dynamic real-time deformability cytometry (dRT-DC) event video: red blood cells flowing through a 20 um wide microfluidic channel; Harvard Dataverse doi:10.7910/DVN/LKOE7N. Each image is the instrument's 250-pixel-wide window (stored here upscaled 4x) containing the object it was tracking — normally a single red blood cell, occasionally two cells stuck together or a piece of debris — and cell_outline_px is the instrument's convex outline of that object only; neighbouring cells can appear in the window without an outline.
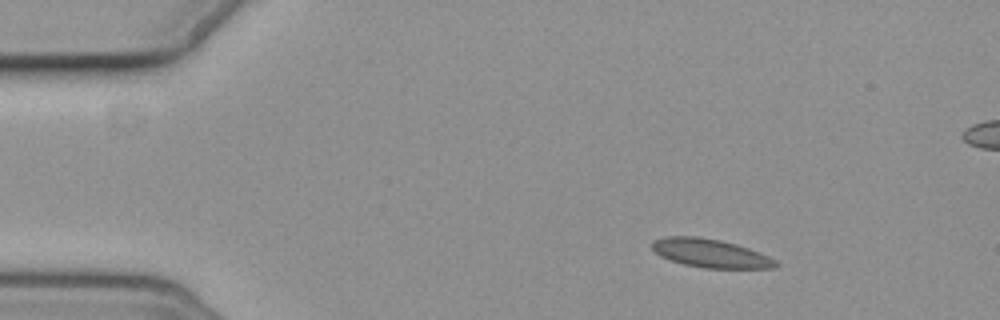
{"species": "common noctule bat (a hibernating species)", "species_latin": "Nyctalus noctula", "temperature_condition": "cold", "stored_images_in_passage": 4, "segment_of_instrument_passage": [1, 2], "camera_frame_rate_fps": 3000, "um_per_image_px": 0.085, "animal": {"sex": "female", "body_mass_g": 19.3, "forearm_length_mm": 54.1}, "frame": {"image": 1, "passage_image": 1, "time_ms": 0.0, "image_size_px": [1000, 320], "cell_outline_px": [[780, 264], [776, 268], [704, 268], [684, 264], [660, 256], [652, 248], [652, 240], [664, 236], [700, 236], [720, 240], [736, 244], [760, 252], [776, 260]], "centroid_in_image_um": [60.4, 21.52], "position_along_channel_um": 24.6, "area_um2": 20.63}}